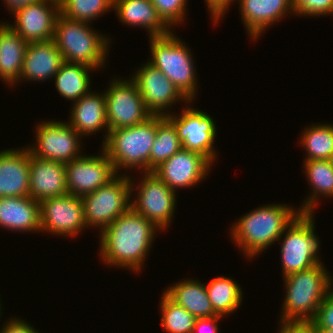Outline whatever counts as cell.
Here are the masks:
<instances>
[{
	"mask_svg": "<svg viewBox=\"0 0 333 333\" xmlns=\"http://www.w3.org/2000/svg\"><path fill=\"white\" fill-rule=\"evenodd\" d=\"M163 21L169 26L182 23L188 0H150Z\"/></svg>",
	"mask_w": 333,
	"mask_h": 333,
	"instance_id": "836d02e7",
	"label": "cell"
},
{
	"mask_svg": "<svg viewBox=\"0 0 333 333\" xmlns=\"http://www.w3.org/2000/svg\"><path fill=\"white\" fill-rule=\"evenodd\" d=\"M182 148L174 125L165 116L157 115V132L150 153V172Z\"/></svg>",
	"mask_w": 333,
	"mask_h": 333,
	"instance_id": "f546056e",
	"label": "cell"
},
{
	"mask_svg": "<svg viewBox=\"0 0 333 333\" xmlns=\"http://www.w3.org/2000/svg\"><path fill=\"white\" fill-rule=\"evenodd\" d=\"M173 32L165 36L149 37L152 58L148 62L160 69L179 92L189 102H193L198 89L193 55L188 45Z\"/></svg>",
	"mask_w": 333,
	"mask_h": 333,
	"instance_id": "8992f818",
	"label": "cell"
},
{
	"mask_svg": "<svg viewBox=\"0 0 333 333\" xmlns=\"http://www.w3.org/2000/svg\"><path fill=\"white\" fill-rule=\"evenodd\" d=\"M71 114L68 123L82 137L85 135H93L104 129V140L106 141L109 134V128L106 117L105 94L92 93V91L84 94L78 101L73 102Z\"/></svg>",
	"mask_w": 333,
	"mask_h": 333,
	"instance_id": "7402d4cb",
	"label": "cell"
},
{
	"mask_svg": "<svg viewBox=\"0 0 333 333\" xmlns=\"http://www.w3.org/2000/svg\"><path fill=\"white\" fill-rule=\"evenodd\" d=\"M304 172L308 178V183L312 187L311 196L306 197L303 204L300 205L301 213H313L314 207L319 202V197H333V165L330 159L323 160H305Z\"/></svg>",
	"mask_w": 333,
	"mask_h": 333,
	"instance_id": "4316f807",
	"label": "cell"
},
{
	"mask_svg": "<svg viewBox=\"0 0 333 333\" xmlns=\"http://www.w3.org/2000/svg\"><path fill=\"white\" fill-rule=\"evenodd\" d=\"M300 144L307 151L305 160L330 159L333 153V124H313L303 131Z\"/></svg>",
	"mask_w": 333,
	"mask_h": 333,
	"instance_id": "4dcf8cb0",
	"label": "cell"
},
{
	"mask_svg": "<svg viewBox=\"0 0 333 333\" xmlns=\"http://www.w3.org/2000/svg\"><path fill=\"white\" fill-rule=\"evenodd\" d=\"M0 226L19 232H40V204L30 196L0 197Z\"/></svg>",
	"mask_w": 333,
	"mask_h": 333,
	"instance_id": "603a6c76",
	"label": "cell"
},
{
	"mask_svg": "<svg viewBox=\"0 0 333 333\" xmlns=\"http://www.w3.org/2000/svg\"><path fill=\"white\" fill-rule=\"evenodd\" d=\"M27 46L9 24H0V79L10 86L19 81Z\"/></svg>",
	"mask_w": 333,
	"mask_h": 333,
	"instance_id": "d4e9b609",
	"label": "cell"
},
{
	"mask_svg": "<svg viewBox=\"0 0 333 333\" xmlns=\"http://www.w3.org/2000/svg\"><path fill=\"white\" fill-rule=\"evenodd\" d=\"M239 1V2H238ZM245 29L251 40L261 37L267 27L293 14V0H237Z\"/></svg>",
	"mask_w": 333,
	"mask_h": 333,
	"instance_id": "d6986e66",
	"label": "cell"
},
{
	"mask_svg": "<svg viewBox=\"0 0 333 333\" xmlns=\"http://www.w3.org/2000/svg\"><path fill=\"white\" fill-rule=\"evenodd\" d=\"M313 217V213L300 212L284 230L280 251L283 278L322 262L318 255L321 243L315 234Z\"/></svg>",
	"mask_w": 333,
	"mask_h": 333,
	"instance_id": "52a82bcc",
	"label": "cell"
},
{
	"mask_svg": "<svg viewBox=\"0 0 333 333\" xmlns=\"http://www.w3.org/2000/svg\"><path fill=\"white\" fill-rule=\"evenodd\" d=\"M212 163L203 155L182 148L153 173L156 174L170 189L194 186L207 176Z\"/></svg>",
	"mask_w": 333,
	"mask_h": 333,
	"instance_id": "2e32d148",
	"label": "cell"
},
{
	"mask_svg": "<svg viewBox=\"0 0 333 333\" xmlns=\"http://www.w3.org/2000/svg\"><path fill=\"white\" fill-rule=\"evenodd\" d=\"M35 133L36 145L27 147L30 154L36 158L66 164L82 156V136L67 122H40Z\"/></svg>",
	"mask_w": 333,
	"mask_h": 333,
	"instance_id": "8fae6325",
	"label": "cell"
},
{
	"mask_svg": "<svg viewBox=\"0 0 333 333\" xmlns=\"http://www.w3.org/2000/svg\"><path fill=\"white\" fill-rule=\"evenodd\" d=\"M53 40L65 62L83 64L95 70L105 65L110 51L109 39L93 30L90 23L60 14L55 21Z\"/></svg>",
	"mask_w": 333,
	"mask_h": 333,
	"instance_id": "277c9868",
	"label": "cell"
},
{
	"mask_svg": "<svg viewBox=\"0 0 333 333\" xmlns=\"http://www.w3.org/2000/svg\"><path fill=\"white\" fill-rule=\"evenodd\" d=\"M161 325L169 333H193L196 317L172 301L164 292L160 301Z\"/></svg>",
	"mask_w": 333,
	"mask_h": 333,
	"instance_id": "d6a6232c",
	"label": "cell"
},
{
	"mask_svg": "<svg viewBox=\"0 0 333 333\" xmlns=\"http://www.w3.org/2000/svg\"><path fill=\"white\" fill-rule=\"evenodd\" d=\"M104 91L109 131L139 125L153 114L132 79L114 78Z\"/></svg>",
	"mask_w": 333,
	"mask_h": 333,
	"instance_id": "9c48e42d",
	"label": "cell"
},
{
	"mask_svg": "<svg viewBox=\"0 0 333 333\" xmlns=\"http://www.w3.org/2000/svg\"><path fill=\"white\" fill-rule=\"evenodd\" d=\"M114 0H63L59 5L60 15L75 21L88 22L112 10Z\"/></svg>",
	"mask_w": 333,
	"mask_h": 333,
	"instance_id": "1f68e13d",
	"label": "cell"
},
{
	"mask_svg": "<svg viewBox=\"0 0 333 333\" xmlns=\"http://www.w3.org/2000/svg\"><path fill=\"white\" fill-rule=\"evenodd\" d=\"M309 325L313 329H333V288L319 305L316 316Z\"/></svg>",
	"mask_w": 333,
	"mask_h": 333,
	"instance_id": "d590c367",
	"label": "cell"
},
{
	"mask_svg": "<svg viewBox=\"0 0 333 333\" xmlns=\"http://www.w3.org/2000/svg\"><path fill=\"white\" fill-rule=\"evenodd\" d=\"M158 228L131 208L100 233V256L108 266L141 271Z\"/></svg>",
	"mask_w": 333,
	"mask_h": 333,
	"instance_id": "6da1fadb",
	"label": "cell"
},
{
	"mask_svg": "<svg viewBox=\"0 0 333 333\" xmlns=\"http://www.w3.org/2000/svg\"><path fill=\"white\" fill-rule=\"evenodd\" d=\"M157 132V115L132 127L109 131L102 149L110 158L116 174L121 169L140 168L150 172V153Z\"/></svg>",
	"mask_w": 333,
	"mask_h": 333,
	"instance_id": "5b68a950",
	"label": "cell"
},
{
	"mask_svg": "<svg viewBox=\"0 0 333 333\" xmlns=\"http://www.w3.org/2000/svg\"><path fill=\"white\" fill-rule=\"evenodd\" d=\"M60 14L59 5L38 0L14 13L15 24L8 23L27 43L54 38L55 21Z\"/></svg>",
	"mask_w": 333,
	"mask_h": 333,
	"instance_id": "e0dca14e",
	"label": "cell"
},
{
	"mask_svg": "<svg viewBox=\"0 0 333 333\" xmlns=\"http://www.w3.org/2000/svg\"><path fill=\"white\" fill-rule=\"evenodd\" d=\"M1 305H2V304H1V299H0V317H2V316H1V313H2V312H1V311H2V308H1L2 306H1Z\"/></svg>",
	"mask_w": 333,
	"mask_h": 333,
	"instance_id": "7bdbcfd3",
	"label": "cell"
},
{
	"mask_svg": "<svg viewBox=\"0 0 333 333\" xmlns=\"http://www.w3.org/2000/svg\"><path fill=\"white\" fill-rule=\"evenodd\" d=\"M29 196L40 202L68 193L65 164L36 158L30 154Z\"/></svg>",
	"mask_w": 333,
	"mask_h": 333,
	"instance_id": "ffe728a7",
	"label": "cell"
},
{
	"mask_svg": "<svg viewBox=\"0 0 333 333\" xmlns=\"http://www.w3.org/2000/svg\"><path fill=\"white\" fill-rule=\"evenodd\" d=\"M164 293L196 318H208L218 315L213 310L205 284L195 279L180 280L168 287Z\"/></svg>",
	"mask_w": 333,
	"mask_h": 333,
	"instance_id": "484cf974",
	"label": "cell"
},
{
	"mask_svg": "<svg viewBox=\"0 0 333 333\" xmlns=\"http://www.w3.org/2000/svg\"><path fill=\"white\" fill-rule=\"evenodd\" d=\"M294 15L327 16L333 14V0H293Z\"/></svg>",
	"mask_w": 333,
	"mask_h": 333,
	"instance_id": "e575fe53",
	"label": "cell"
},
{
	"mask_svg": "<svg viewBox=\"0 0 333 333\" xmlns=\"http://www.w3.org/2000/svg\"><path fill=\"white\" fill-rule=\"evenodd\" d=\"M8 320L3 324V328L0 330V333H39L34 326L32 327L25 320L16 317H11V320Z\"/></svg>",
	"mask_w": 333,
	"mask_h": 333,
	"instance_id": "8d00e7d4",
	"label": "cell"
},
{
	"mask_svg": "<svg viewBox=\"0 0 333 333\" xmlns=\"http://www.w3.org/2000/svg\"><path fill=\"white\" fill-rule=\"evenodd\" d=\"M186 106L181 115L169 113L165 117L174 125L184 149L205 156L212 164L217 159L213 147L216 138V125L206 112ZM178 116V117H177Z\"/></svg>",
	"mask_w": 333,
	"mask_h": 333,
	"instance_id": "7c38bea8",
	"label": "cell"
},
{
	"mask_svg": "<svg viewBox=\"0 0 333 333\" xmlns=\"http://www.w3.org/2000/svg\"><path fill=\"white\" fill-rule=\"evenodd\" d=\"M113 10L120 22L146 28L148 37L165 36L172 32L150 0H114Z\"/></svg>",
	"mask_w": 333,
	"mask_h": 333,
	"instance_id": "cb8c5ba5",
	"label": "cell"
},
{
	"mask_svg": "<svg viewBox=\"0 0 333 333\" xmlns=\"http://www.w3.org/2000/svg\"><path fill=\"white\" fill-rule=\"evenodd\" d=\"M213 310L221 316L233 314L242 302L243 293L234 279L225 276L213 278L205 284Z\"/></svg>",
	"mask_w": 333,
	"mask_h": 333,
	"instance_id": "f1b7e54d",
	"label": "cell"
},
{
	"mask_svg": "<svg viewBox=\"0 0 333 333\" xmlns=\"http://www.w3.org/2000/svg\"><path fill=\"white\" fill-rule=\"evenodd\" d=\"M323 262L284 277L285 298L281 324H309L319 305L333 288V280Z\"/></svg>",
	"mask_w": 333,
	"mask_h": 333,
	"instance_id": "3957f363",
	"label": "cell"
},
{
	"mask_svg": "<svg viewBox=\"0 0 333 333\" xmlns=\"http://www.w3.org/2000/svg\"><path fill=\"white\" fill-rule=\"evenodd\" d=\"M95 69L83 64L63 62L54 76L55 86L59 94L70 101H78L90 90V71Z\"/></svg>",
	"mask_w": 333,
	"mask_h": 333,
	"instance_id": "83f0119b",
	"label": "cell"
},
{
	"mask_svg": "<svg viewBox=\"0 0 333 333\" xmlns=\"http://www.w3.org/2000/svg\"><path fill=\"white\" fill-rule=\"evenodd\" d=\"M131 78L137 85L138 92L142 96L146 108L153 115L166 116L170 113V107L174 103L183 100L189 102L175 87L165 74L147 61L139 68ZM169 111V112H167Z\"/></svg>",
	"mask_w": 333,
	"mask_h": 333,
	"instance_id": "9a60e30c",
	"label": "cell"
},
{
	"mask_svg": "<svg viewBox=\"0 0 333 333\" xmlns=\"http://www.w3.org/2000/svg\"><path fill=\"white\" fill-rule=\"evenodd\" d=\"M287 204H269L244 214L231 227V238L252 258L259 255L274 242L282 240L285 228L300 213ZM241 247V248H240Z\"/></svg>",
	"mask_w": 333,
	"mask_h": 333,
	"instance_id": "7a4b0ae2",
	"label": "cell"
},
{
	"mask_svg": "<svg viewBox=\"0 0 333 333\" xmlns=\"http://www.w3.org/2000/svg\"><path fill=\"white\" fill-rule=\"evenodd\" d=\"M47 1L54 2L55 4H58V5H60L63 2V0H47Z\"/></svg>",
	"mask_w": 333,
	"mask_h": 333,
	"instance_id": "b9f144b4",
	"label": "cell"
},
{
	"mask_svg": "<svg viewBox=\"0 0 333 333\" xmlns=\"http://www.w3.org/2000/svg\"><path fill=\"white\" fill-rule=\"evenodd\" d=\"M142 176L136 188L137 198L130 201V208L164 231L174 217L176 192L153 172H144Z\"/></svg>",
	"mask_w": 333,
	"mask_h": 333,
	"instance_id": "30bf717a",
	"label": "cell"
},
{
	"mask_svg": "<svg viewBox=\"0 0 333 333\" xmlns=\"http://www.w3.org/2000/svg\"><path fill=\"white\" fill-rule=\"evenodd\" d=\"M278 333H315L309 324H281Z\"/></svg>",
	"mask_w": 333,
	"mask_h": 333,
	"instance_id": "f35d334b",
	"label": "cell"
},
{
	"mask_svg": "<svg viewBox=\"0 0 333 333\" xmlns=\"http://www.w3.org/2000/svg\"><path fill=\"white\" fill-rule=\"evenodd\" d=\"M132 181L130 175H117L107 185L82 197L86 226L99 227L101 232L129 210L132 191L136 187Z\"/></svg>",
	"mask_w": 333,
	"mask_h": 333,
	"instance_id": "ba28073f",
	"label": "cell"
},
{
	"mask_svg": "<svg viewBox=\"0 0 333 333\" xmlns=\"http://www.w3.org/2000/svg\"><path fill=\"white\" fill-rule=\"evenodd\" d=\"M63 62L53 39L28 43L18 82L50 80L58 73Z\"/></svg>",
	"mask_w": 333,
	"mask_h": 333,
	"instance_id": "44dd1931",
	"label": "cell"
},
{
	"mask_svg": "<svg viewBox=\"0 0 333 333\" xmlns=\"http://www.w3.org/2000/svg\"><path fill=\"white\" fill-rule=\"evenodd\" d=\"M30 152L26 146L0 151V197L29 196Z\"/></svg>",
	"mask_w": 333,
	"mask_h": 333,
	"instance_id": "ac0fdd59",
	"label": "cell"
},
{
	"mask_svg": "<svg viewBox=\"0 0 333 333\" xmlns=\"http://www.w3.org/2000/svg\"><path fill=\"white\" fill-rule=\"evenodd\" d=\"M39 204L41 232L76 237L87 228L82 198L67 193L46 198Z\"/></svg>",
	"mask_w": 333,
	"mask_h": 333,
	"instance_id": "5bb4252c",
	"label": "cell"
},
{
	"mask_svg": "<svg viewBox=\"0 0 333 333\" xmlns=\"http://www.w3.org/2000/svg\"><path fill=\"white\" fill-rule=\"evenodd\" d=\"M38 0H4L5 6L8 11L12 12L11 14L16 13L18 10L37 2Z\"/></svg>",
	"mask_w": 333,
	"mask_h": 333,
	"instance_id": "ab89813d",
	"label": "cell"
},
{
	"mask_svg": "<svg viewBox=\"0 0 333 333\" xmlns=\"http://www.w3.org/2000/svg\"><path fill=\"white\" fill-rule=\"evenodd\" d=\"M315 333H333V329H314Z\"/></svg>",
	"mask_w": 333,
	"mask_h": 333,
	"instance_id": "60d3db41",
	"label": "cell"
},
{
	"mask_svg": "<svg viewBox=\"0 0 333 333\" xmlns=\"http://www.w3.org/2000/svg\"><path fill=\"white\" fill-rule=\"evenodd\" d=\"M224 316L216 315L208 318H196L193 333H218V321Z\"/></svg>",
	"mask_w": 333,
	"mask_h": 333,
	"instance_id": "74e56055",
	"label": "cell"
},
{
	"mask_svg": "<svg viewBox=\"0 0 333 333\" xmlns=\"http://www.w3.org/2000/svg\"><path fill=\"white\" fill-rule=\"evenodd\" d=\"M330 162H331L332 165H333V153H332V156H331V158H330Z\"/></svg>",
	"mask_w": 333,
	"mask_h": 333,
	"instance_id": "ee69618b",
	"label": "cell"
},
{
	"mask_svg": "<svg viewBox=\"0 0 333 333\" xmlns=\"http://www.w3.org/2000/svg\"><path fill=\"white\" fill-rule=\"evenodd\" d=\"M97 156L83 155L65 164L66 184L69 195L82 198L107 185L117 174L113 164L101 149Z\"/></svg>",
	"mask_w": 333,
	"mask_h": 333,
	"instance_id": "4fadbf2b",
	"label": "cell"
}]
</instances>
